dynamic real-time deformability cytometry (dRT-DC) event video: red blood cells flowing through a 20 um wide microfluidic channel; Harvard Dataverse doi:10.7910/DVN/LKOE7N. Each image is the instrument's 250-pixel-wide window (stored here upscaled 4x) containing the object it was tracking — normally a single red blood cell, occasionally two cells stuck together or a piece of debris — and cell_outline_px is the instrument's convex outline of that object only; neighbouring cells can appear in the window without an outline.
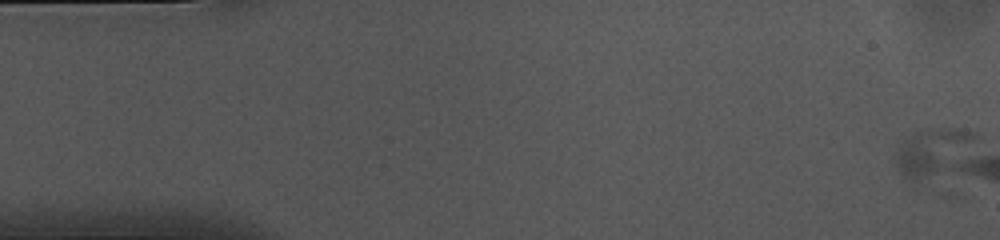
{"species": "common noctule bat (a hibernating species)", "species_latin": "Nyctalus noctula", "temperature_condition": "cold", "stored_images_in_passage": 1, "camera_frame_rate_fps": 3000, "um_per_image_px": 0.085, "animal": {"sex": "female", "body_mass_g": 10.0, "forearm_length_mm": 53.1}, "frame": {"image": 1, "passage_image": 1, "time_ms": 0.0, "image_size_px": [1000, 240], "cell_outline_px": [[976, 136], [972, 140], [940, 168], [912, 188], [896, 168], [892, 156], [904, 140], [916, 132], [932, 128], [952, 128], [976, 132]], "centroid_in_image_um": [78.96, 12.92], "position_along_channel_um": 6.0, "area_um2": 20.17}}